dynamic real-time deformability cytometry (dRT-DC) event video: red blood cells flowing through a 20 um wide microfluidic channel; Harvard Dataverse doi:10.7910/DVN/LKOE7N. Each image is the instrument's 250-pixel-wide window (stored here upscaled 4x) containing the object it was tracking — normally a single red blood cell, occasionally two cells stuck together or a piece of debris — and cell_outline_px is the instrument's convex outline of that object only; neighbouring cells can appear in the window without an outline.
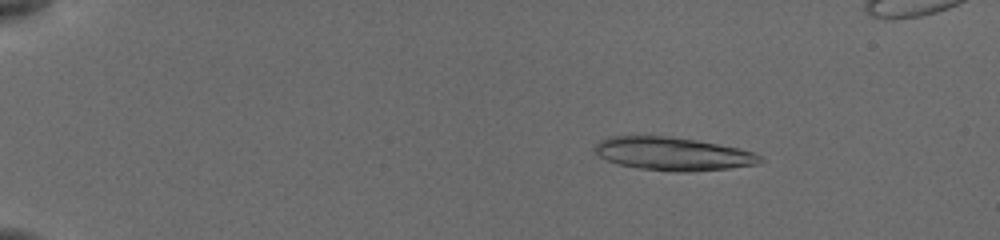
{"species": "common noctule bat (a hibernating species)", "species_latin": "Nyctalus noctula", "temperature_condition": "cold", "stored_images_in_passage": 62, "segment_of_instrument_passage": [1, 2], "camera_frame_rate_fps": 3000, "um_per_image_px": 0.085, "animal": {"sex": "female", "body_mass_g": 19.5, "forearm_length_mm": 54.1}, "frame": {"image": 1, "passage_image": 18, "time_ms": 3.0, "image_size_px": [1000, 240], "cell_outline_px": [[764, 160], [756, 164], [728, 168], [688, 172], [676, 172], [640, 168], [616, 164], [600, 156], [592, 148], [600, 140], [608, 136], [668, 136], [696, 140], [736, 148], [752, 152], [760, 156]], "centroid_in_image_um": [57.14, 13.07], "position_along_channel_um": 27.9, "area_um2": 31.67}}